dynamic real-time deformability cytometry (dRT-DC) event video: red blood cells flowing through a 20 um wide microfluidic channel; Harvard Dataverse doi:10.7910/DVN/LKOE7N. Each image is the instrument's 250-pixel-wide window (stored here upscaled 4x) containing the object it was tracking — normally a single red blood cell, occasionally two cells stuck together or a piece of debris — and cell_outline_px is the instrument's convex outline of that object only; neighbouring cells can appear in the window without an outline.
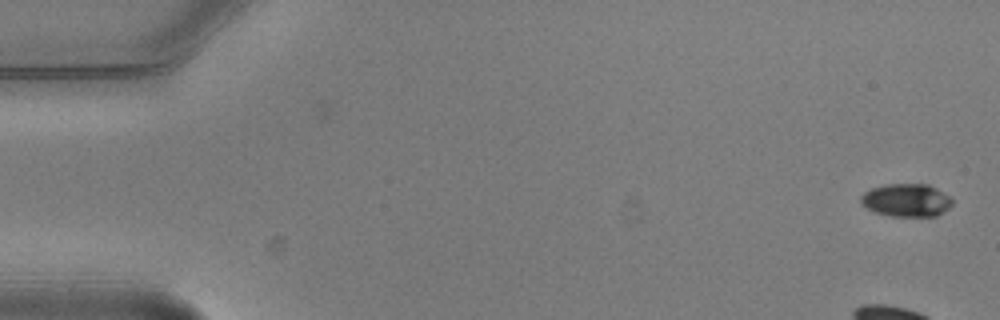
{"species": "common noctule bat (a hibernating species)", "species_latin": "Nyctalus noctula", "temperature_condition": "warm", "stored_images_in_passage": 2, "camera_frame_rate_fps": 3000, "um_per_image_px": 0.085, "animal": {"sex": "male", "body_mass_g": 20.5, "forearm_length_mm": 52.5}, "frame": {"image": 1, "passage_image": 2, "time_ms": 0.333, "image_size_px": [1000, 320], "cell_outline_px": [[952, 204], [948, 208], [936, 216], [892, 216], [876, 212], [860, 204], [860, 196], [864, 192], [872, 188], [888, 184], [928, 184], [936, 188], [948, 196], [952, 200]], "centroid_in_image_um": [77.02, 17.01], "position_along_channel_um": 8.0, "area_um2": 17.4}}